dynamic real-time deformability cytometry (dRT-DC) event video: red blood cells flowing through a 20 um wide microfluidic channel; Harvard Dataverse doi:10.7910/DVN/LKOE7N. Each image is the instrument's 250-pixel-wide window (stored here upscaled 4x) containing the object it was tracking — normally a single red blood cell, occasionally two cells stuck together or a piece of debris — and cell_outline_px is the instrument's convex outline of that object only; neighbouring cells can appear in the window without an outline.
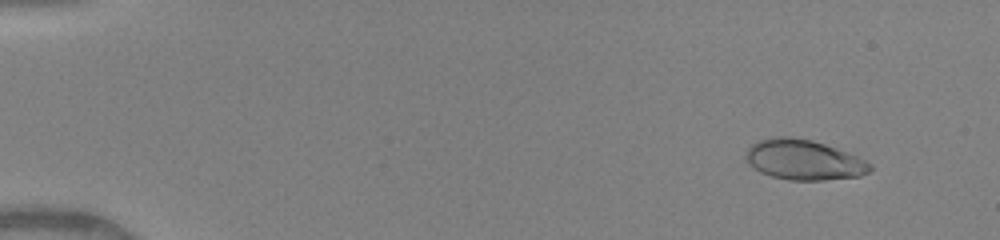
{"species": "human", "species_latin": "Homo sapiens", "temperature_condition": "warm", "stored_images_in_passage": 50, "camera_frame_rate_fps": 3000, "um_per_image_px": 0.085, "donor": {"sex": "female"}, "frame": {"image": 1, "passage_image": 5, "time_ms": 1.333, "image_size_px": [1000, 240], "cell_outline_px": [[872, 168], [868, 172], [860, 176], [824, 180], [788, 180], [772, 176], [760, 172], [744, 156], [748, 148], [752, 144], [760, 140], [772, 136], [788, 136], [812, 140], [824, 144], [856, 156], [872, 164]], "centroid_in_image_um": [68.32, 13.58], "position_along_channel_um": 16.7, "area_um2": 28.78}}
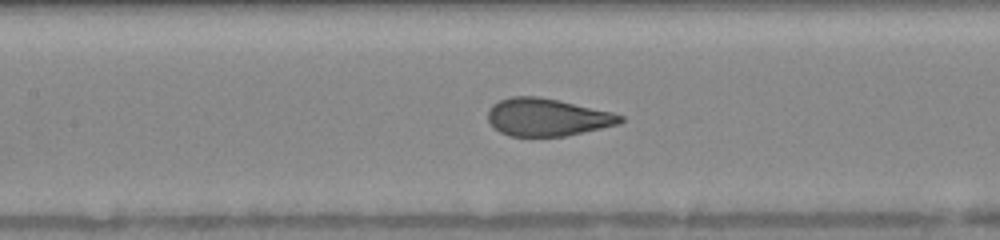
{"frame": {"image": 2, "passage_image": 25, "time_ms": 8.0, "image_size_px": [1000, 240], "cell_outline_px": [[624, 120], [620, 124], [568, 136], [508, 136], [500, 132], [488, 120], [488, 112], [492, 104], [500, 100], [512, 96], [536, 96], [556, 100], [612, 112], [624, 116]], "centroid_in_image_um": [46.53, 9.97], "position_along_channel_um": 160.9, "area_um2": 28.9}}
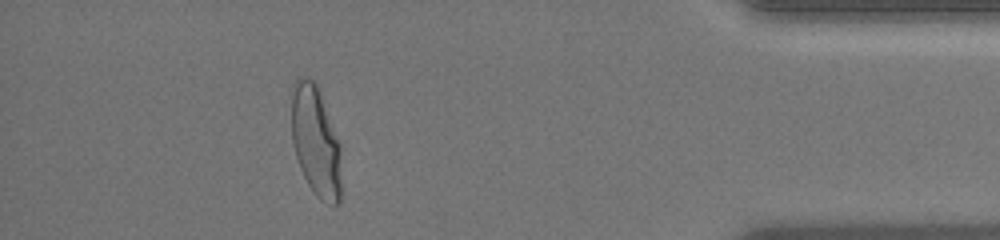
{"frame": {"image": 3, "passage_image": 46, "time_ms": 15.0, "image_size_px": [1000, 240], "cell_outline_px": [[340, 200], [336, 204], [332, 204], [320, 200], [316, 196], [308, 184], [300, 168], [296, 156], [292, 140], [292, 84], [296, 76], [304, 76], [312, 80], [316, 84], [340, 144]], "centroid_in_image_um": [26.81, 11.99], "position_along_channel_um": 408.4, "area_um2": 31.73}, "authors_computed_cell_mechanics": {"area_um2": 29.4491, "velocity_mm_per_s": 4.1017, "shape_relaxation_time_tau1_ms": 4.0389, "shape_relaxation_time_tau2_ms": null, "deformation_change_tau1": 0.1843, "deformation_change_tau2": null}}